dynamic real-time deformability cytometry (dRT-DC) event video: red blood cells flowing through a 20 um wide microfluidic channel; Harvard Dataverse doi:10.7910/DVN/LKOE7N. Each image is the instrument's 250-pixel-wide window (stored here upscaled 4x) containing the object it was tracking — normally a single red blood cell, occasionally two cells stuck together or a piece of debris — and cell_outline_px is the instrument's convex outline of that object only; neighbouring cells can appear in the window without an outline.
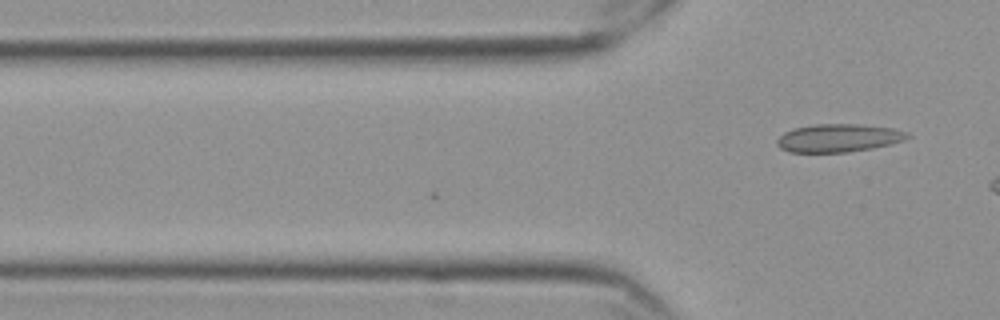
{"species": "Egyptian fruit bat (a non-hibernating species)", "species_latin": "Rousettus aegyptiacus", "temperature_condition": "cold", "stored_images_in_passage": 12, "camera_frame_rate_fps": 3000, "um_per_image_px": 0.085, "frame": {"image": 1, "passage_image": 12, "time_ms": 3.667, "image_size_px": [1000, 320], "cell_outline_px": [[912, 136], [904, 140], [872, 148], [848, 152], [788, 152], [780, 148], [776, 144], [776, 140], [784, 132], [792, 128], [812, 124], [860, 124], [892, 128], [908, 132]], "centroid_in_image_um": [71.24, 11.72], "position_along_channel_um": 54.6, "area_um2": 21.44}}